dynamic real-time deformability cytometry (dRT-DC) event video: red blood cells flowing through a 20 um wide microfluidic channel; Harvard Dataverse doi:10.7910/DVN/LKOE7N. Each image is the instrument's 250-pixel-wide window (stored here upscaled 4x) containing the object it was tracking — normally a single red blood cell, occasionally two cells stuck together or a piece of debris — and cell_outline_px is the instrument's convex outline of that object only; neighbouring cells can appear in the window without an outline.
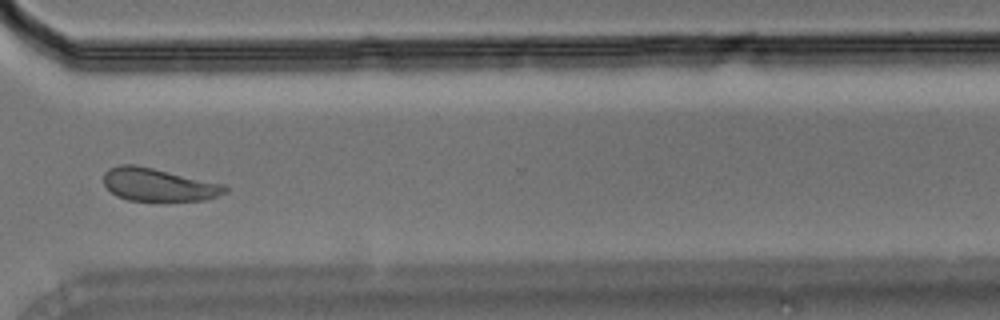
{"species": "Egyptian fruit bat (a non-hibernating species)", "species_latin": "Rousettus aegyptiacus", "temperature_condition": "room temperature", "stored_images_in_passage": 48, "camera_frame_rate_fps": 3000, "um_per_image_px": 0.085, "animal": {"sex": "male"}, "frame": {"image": 1, "passage_image": 35, "time_ms": 11.333, "image_size_px": [1000, 320], "cell_outline_px": [[228, 192], [220, 196], [208, 200], [128, 200], [116, 196], [104, 184], [104, 172], [108, 168], [120, 164], [136, 164], [224, 184], [228, 188]], "centroid_in_image_um": [13.48, 15.69], "position_along_channel_um": 357.1, "area_um2": 23.35}}